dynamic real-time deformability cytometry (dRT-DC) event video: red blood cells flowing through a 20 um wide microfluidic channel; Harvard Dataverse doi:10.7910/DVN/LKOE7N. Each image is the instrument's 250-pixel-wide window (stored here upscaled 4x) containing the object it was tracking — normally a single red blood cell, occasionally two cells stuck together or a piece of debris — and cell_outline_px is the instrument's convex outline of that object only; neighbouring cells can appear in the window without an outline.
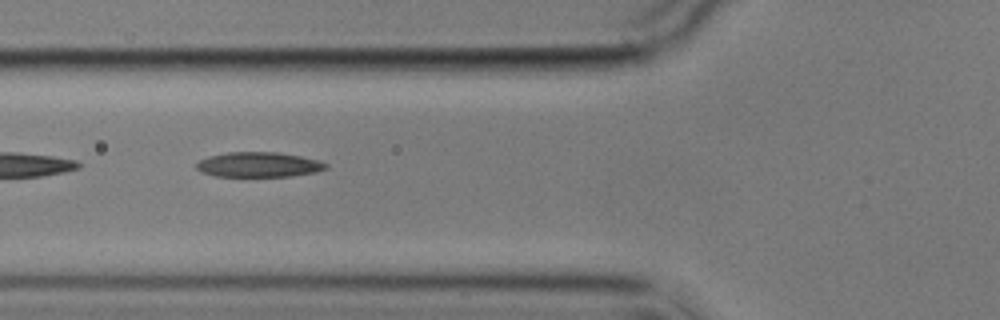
{"species": "common noctule bat (a hibernating species)", "species_latin": "Nyctalus noctula", "temperature_condition": "cold", "stored_images_in_passage": 6, "camera_frame_rate_fps": 3000, "um_per_image_px": 0.085, "animal": {"sex": "male", "body_mass_g": 17.9}, "frame": {"image": 1, "passage_image": 5, "time_ms": 5.667, "image_size_px": [1000, 320], "cell_outline_px": [[328, 168], [316, 172], [292, 176], [216, 176], [200, 172], [196, 168], [196, 164], [200, 160], [208, 156], [228, 152], [276, 152], [300, 156], [316, 160], [328, 164]], "centroid_in_image_um": [21.97, 13.99], "position_along_channel_um": 103.8, "area_um2": 18.79}}